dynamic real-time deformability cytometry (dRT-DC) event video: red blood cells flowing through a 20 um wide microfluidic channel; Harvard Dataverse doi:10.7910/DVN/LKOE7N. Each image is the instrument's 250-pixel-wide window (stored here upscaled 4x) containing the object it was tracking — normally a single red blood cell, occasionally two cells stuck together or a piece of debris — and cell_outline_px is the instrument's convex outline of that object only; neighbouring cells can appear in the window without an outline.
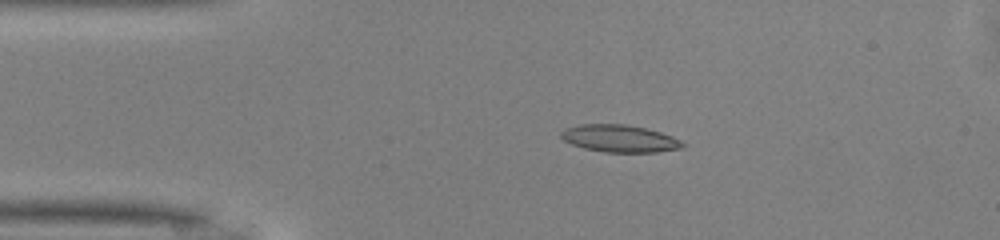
{"species": "common noctule bat (a hibernating species)", "species_latin": "Nyctalus noctula", "temperature_condition": "warm", "stored_images_in_passage": 41, "camera_frame_rate_fps": 3000, "um_per_image_px": 0.085, "animal": {"sex": "male", "body_mass_g": 13.0, "forearm_length_mm": 53.1}, "frame": {"image": 1, "passage_image": 2, "time_ms": 0.333, "image_size_px": [1000, 240], "cell_outline_px": [[688, 144], [684, 148], [656, 152], [604, 152], [584, 148], [572, 144], [564, 140], [560, 136], [560, 132], [564, 128], [580, 124], [628, 124], [660, 132], [672, 136]], "centroid_in_image_um": [52.69, 11.77], "position_along_channel_um": 32.3, "area_um2": 19.48}}
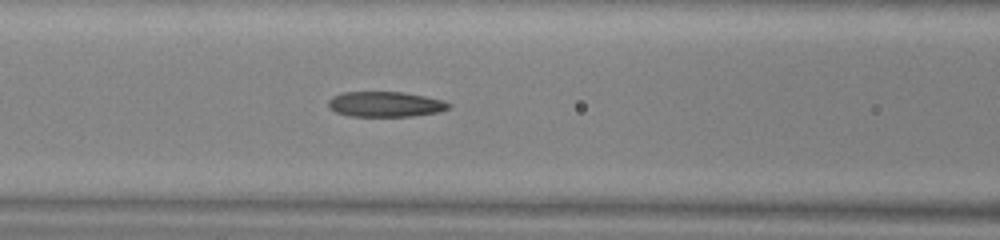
{"frame": {"image": 2, "passage_image": 12, "time_ms": 3.667, "image_size_px": [1000, 240], "cell_outline_px": [[452, 104], [448, 108], [440, 112], [412, 116], [348, 116], [336, 112], [328, 108], [328, 100], [332, 96], [344, 92], [404, 92], [444, 100]], "centroid_in_image_um": [32.75, 8.86], "position_along_channel_um": 133.9, "area_um2": 17.86}}
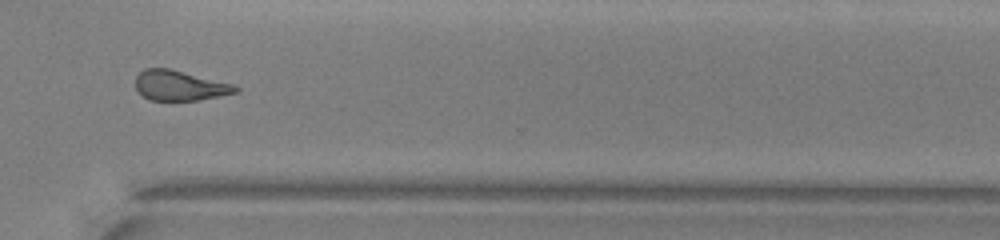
{"frame": {"image": 3, "passage_image": 28, "time_ms": 9.0, "image_size_px": [1000, 240], "cell_outline_px": [[240, 88], [236, 92], [220, 96], [196, 100], [148, 100], [136, 92], [136, 76], [144, 68], [168, 68], [236, 84]], "centroid_in_image_um": [15.27, 7.27], "position_along_channel_um": 355.3, "area_um2": 17.69}, "authors_computed_cell_mechanics": {"area_um2": 18.496, "velocity_mm_per_s": 4.1583, "shape_relaxation_time_tau1_ms": null, "shape_relaxation_time_tau2_ms": 3.5965, "deformation_change_tau1": null, "deformation_change_tau2": 0.14}}